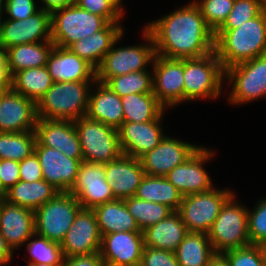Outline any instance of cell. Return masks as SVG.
<instances>
[{"label":"cell","mask_w":266,"mask_h":266,"mask_svg":"<svg viewBox=\"0 0 266 266\" xmlns=\"http://www.w3.org/2000/svg\"><path fill=\"white\" fill-rule=\"evenodd\" d=\"M145 28L154 40L155 54L171 59H190L214 52V32L192 1Z\"/></svg>","instance_id":"obj_1"},{"label":"cell","mask_w":266,"mask_h":266,"mask_svg":"<svg viewBox=\"0 0 266 266\" xmlns=\"http://www.w3.org/2000/svg\"><path fill=\"white\" fill-rule=\"evenodd\" d=\"M214 51L223 69L266 54V12L231 30L214 33Z\"/></svg>","instance_id":"obj_2"},{"label":"cell","mask_w":266,"mask_h":266,"mask_svg":"<svg viewBox=\"0 0 266 266\" xmlns=\"http://www.w3.org/2000/svg\"><path fill=\"white\" fill-rule=\"evenodd\" d=\"M94 82H53L36 103L37 118L75 121L86 116Z\"/></svg>","instance_id":"obj_3"},{"label":"cell","mask_w":266,"mask_h":266,"mask_svg":"<svg viewBox=\"0 0 266 266\" xmlns=\"http://www.w3.org/2000/svg\"><path fill=\"white\" fill-rule=\"evenodd\" d=\"M184 102L221 96L225 70L215 51L199 58L183 59Z\"/></svg>","instance_id":"obj_4"},{"label":"cell","mask_w":266,"mask_h":266,"mask_svg":"<svg viewBox=\"0 0 266 266\" xmlns=\"http://www.w3.org/2000/svg\"><path fill=\"white\" fill-rule=\"evenodd\" d=\"M235 197L233 194L225 202L207 233L216 254L251 245L247 225L248 208L237 203Z\"/></svg>","instance_id":"obj_5"},{"label":"cell","mask_w":266,"mask_h":266,"mask_svg":"<svg viewBox=\"0 0 266 266\" xmlns=\"http://www.w3.org/2000/svg\"><path fill=\"white\" fill-rule=\"evenodd\" d=\"M124 34L123 32L113 43L101 65L96 69V80L98 82L105 83L111 77L147 70L148 64L153 63L156 54L151 33L146 28L143 29L142 36H144L143 38L147 42L146 45L117 48L115 44L119 43Z\"/></svg>","instance_id":"obj_6"},{"label":"cell","mask_w":266,"mask_h":266,"mask_svg":"<svg viewBox=\"0 0 266 266\" xmlns=\"http://www.w3.org/2000/svg\"><path fill=\"white\" fill-rule=\"evenodd\" d=\"M109 22L81 9L75 3L51 12V40L68 48L72 43L103 29Z\"/></svg>","instance_id":"obj_7"},{"label":"cell","mask_w":266,"mask_h":266,"mask_svg":"<svg viewBox=\"0 0 266 266\" xmlns=\"http://www.w3.org/2000/svg\"><path fill=\"white\" fill-rule=\"evenodd\" d=\"M74 124L84 161L106 164L123 154L117 129L87 116L75 120Z\"/></svg>","instance_id":"obj_8"},{"label":"cell","mask_w":266,"mask_h":266,"mask_svg":"<svg viewBox=\"0 0 266 266\" xmlns=\"http://www.w3.org/2000/svg\"><path fill=\"white\" fill-rule=\"evenodd\" d=\"M82 206L69 192H59L34 211L35 234L61 244Z\"/></svg>","instance_id":"obj_9"},{"label":"cell","mask_w":266,"mask_h":266,"mask_svg":"<svg viewBox=\"0 0 266 266\" xmlns=\"http://www.w3.org/2000/svg\"><path fill=\"white\" fill-rule=\"evenodd\" d=\"M225 78L232 85L227 98L229 104H246L265 98L266 54L228 67L225 69Z\"/></svg>","instance_id":"obj_10"},{"label":"cell","mask_w":266,"mask_h":266,"mask_svg":"<svg viewBox=\"0 0 266 266\" xmlns=\"http://www.w3.org/2000/svg\"><path fill=\"white\" fill-rule=\"evenodd\" d=\"M234 194L227 189H216L183 196L177 212L188 232L208 233L225 202Z\"/></svg>","instance_id":"obj_11"},{"label":"cell","mask_w":266,"mask_h":266,"mask_svg":"<svg viewBox=\"0 0 266 266\" xmlns=\"http://www.w3.org/2000/svg\"><path fill=\"white\" fill-rule=\"evenodd\" d=\"M153 93L164 107L177 106L184 101L183 59L155 55L152 63Z\"/></svg>","instance_id":"obj_12"},{"label":"cell","mask_w":266,"mask_h":266,"mask_svg":"<svg viewBox=\"0 0 266 266\" xmlns=\"http://www.w3.org/2000/svg\"><path fill=\"white\" fill-rule=\"evenodd\" d=\"M102 235L93 209L81 208L60 246L64 258L100 253Z\"/></svg>","instance_id":"obj_13"},{"label":"cell","mask_w":266,"mask_h":266,"mask_svg":"<svg viewBox=\"0 0 266 266\" xmlns=\"http://www.w3.org/2000/svg\"><path fill=\"white\" fill-rule=\"evenodd\" d=\"M51 12L39 9L25 20L6 19L0 24V45L4 49L51 40Z\"/></svg>","instance_id":"obj_14"},{"label":"cell","mask_w":266,"mask_h":266,"mask_svg":"<svg viewBox=\"0 0 266 266\" xmlns=\"http://www.w3.org/2000/svg\"><path fill=\"white\" fill-rule=\"evenodd\" d=\"M69 193L86 209H94L115 199L110 183L105 179L104 164L88 161L79 165L76 182Z\"/></svg>","instance_id":"obj_15"},{"label":"cell","mask_w":266,"mask_h":266,"mask_svg":"<svg viewBox=\"0 0 266 266\" xmlns=\"http://www.w3.org/2000/svg\"><path fill=\"white\" fill-rule=\"evenodd\" d=\"M214 152L200 146L184 163L169 171L165 178L177 188L183 196L211 190L214 186L203 167Z\"/></svg>","instance_id":"obj_16"},{"label":"cell","mask_w":266,"mask_h":266,"mask_svg":"<svg viewBox=\"0 0 266 266\" xmlns=\"http://www.w3.org/2000/svg\"><path fill=\"white\" fill-rule=\"evenodd\" d=\"M34 152L38 156L43 179L59 192H69L76 182L79 165L84 159H72L58 149L41 146L37 141Z\"/></svg>","instance_id":"obj_17"},{"label":"cell","mask_w":266,"mask_h":266,"mask_svg":"<svg viewBox=\"0 0 266 266\" xmlns=\"http://www.w3.org/2000/svg\"><path fill=\"white\" fill-rule=\"evenodd\" d=\"M199 147L165 134L155 148L140 158L145 175L165 177L174 167L191 157Z\"/></svg>","instance_id":"obj_18"},{"label":"cell","mask_w":266,"mask_h":266,"mask_svg":"<svg viewBox=\"0 0 266 266\" xmlns=\"http://www.w3.org/2000/svg\"><path fill=\"white\" fill-rule=\"evenodd\" d=\"M36 103L12 88L0 97V132L17 133L35 131Z\"/></svg>","instance_id":"obj_19"},{"label":"cell","mask_w":266,"mask_h":266,"mask_svg":"<svg viewBox=\"0 0 266 266\" xmlns=\"http://www.w3.org/2000/svg\"><path fill=\"white\" fill-rule=\"evenodd\" d=\"M165 110L153 121L123 122L118 129L123 154L140 159L155 148L165 136L161 126Z\"/></svg>","instance_id":"obj_20"},{"label":"cell","mask_w":266,"mask_h":266,"mask_svg":"<svg viewBox=\"0 0 266 266\" xmlns=\"http://www.w3.org/2000/svg\"><path fill=\"white\" fill-rule=\"evenodd\" d=\"M35 133L41 146L58 149L72 159H84L74 121L37 118Z\"/></svg>","instance_id":"obj_21"},{"label":"cell","mask_w":266,"mask_h":266,"mask_svg":"<svg viewBox=\"0 0 266 266\" xmlns=\"http://www.w3.org/2000/svg\"><path fill=\"white\" fill-rule=\"evenodd\" d=\"M104 170L114 198L121 200L135 196L145 176L140 159L125 154L104 164Z\"/></svg>","instance_id":"obj_22"},{"label":"cell","mask_w":266,"mask_h":266,"mask_svg":"<svg viewBox=\"0 0 266 266\" xmlns=\"http://www.w3.org/2000/svg\"><path fill=\"white\" fill-rule=\"evenodd\" d=\"M143 249V231H122L103 235L99 254L103 261L137 266L141 265Z\"/></svg>","instance_id":"obj_23"},{"label":"cell","mask_w":266,"mask_h":266,"mask_svg":"<svg viewBox=\"0 0 266 266\" xmlns=\"http://www.w3.org/2000/svg\"><path fill=\"white\" fill-rule=\"evenodd\" d=\"M0 233L14 251L35 234L34 211L4 199L0 208Z\"/></svg>","instance_id":"obj_24"},{"label":"cell","mask_w":266,"mask_h":266,"mask_svg":"<svg viewBox=\"0 0 266 266\" xmlns=\"http://www.w3.org/2000/svg\"><path fill=\"white\" fill-rule=\"evenodd\" d=\"M46 67L53 82L96 81V69L66 47L55 45Z\"/></svg>","instance_id":"obj_25"},{"label":"cell","mask_w":266,"mask_h":266,"mask_svg":"<svg viewBox=\"0 0 266 266\" xmlns=\"http://www.w3.org/2000/svg\"><path fill=\"white\" fill-rule=\"evenodd\" d=\"M93 84L96 91L90 90L86 116L118 130L124 121L121 98L104 83Z\"/></svg>","instance_id":"obj_26"},{"label":"cell","mask_w":266,"mask_h":266,"mask_svg":"<svg viewBox=\"0 0 266 266\" xmlns=\"http://www.w3.org/2000/svg\"><path fill=\"white\" fill-rule=\"evenodd\" d=\"M123 32L120 23H108L103 29L72 43L68 49L97 69Z\"/></svg>","instance_id":"obj_27"},{"label":"cell","mask_w":266,"mask_h":266,"mask_svg":"<svg viewBox=\"0 0 266 266\" xmlns=\"http://www.w3.org/2000/svg\"><path fill=\"white\" fill-rule=\"evenodd\" d=\"M188 233L179 213L174 211L168 217L143 230L144 247L175 252Z\"/></svg>","instance_id":"obj_28"},{"label":"cell","mask_w":266,"mask_h":266,"mask_svg":"<svg viewBox=\"0 0 266 266\" xmlns=\"http://www.w3.org/2000/svg\"><path fill=\"white\" fill-rule=\"evenodd\" d=\"M59 191L47 181L27 182L19 180L5 193V200L33 211L52 200Z\"/></svg>","instance_id":"obj_29"},{"label":"cell","mask_w":266,"mask_h":266,"mask_svg":"<svg viewBox=\"0 0 266 266\" xmlns=\"http://www.w3.org/2000/svg\"><path fill=\"white\" fill-rule=\"evenodd\" d=\"M101 235L122 231H141L125 201L114 199L94 209Z\"/></svg>","instance_id":"obj_30"},{"label":"cell","mask_w":266,"mask_h":266,"mask_svg":"<svg viewBox=\"0 0 266 266\" xmlns=\"http://www.w3.org/2000/svg\"><path fill=\"white\" fill-rule=\"evenodd\" d=\"M55 44L52 41L22 44L7 49V69L10 77L16 72L46 66Z\"/></svg>","instance_id":"obj_31"},{"label":"cell","mask_w":266,"mask_h":266,"mask_svg":"<svg viewBox=\"0 0 266 266\" xmlns=\"http://www.w3.org/2000/svg\"><path fill=\"white\" fill-rule=\"evenodd\" d=\"M179 266H208L216 256L206 233L189 232L175 251Z\"/></svg>","instance_id":"obj_32"},{"label":"cell","mask_w":266,"mask_h":266,"mask_svg":"<svg viewBox=\"0 0 266 266\" xmlns=\"http://www.w3.org/2000/svg\"><path fill=\"white\" fill-rule=\"evenodd\" d=\"M135 197L144 201L169 206L174 211L179 209L182 193L165 177L145 175L138 186Z\"/></svg>","instance_id":"obj_33"},{"label":"cell","mask_w":266,"mask_h":266,"mask_svg":"<svg viewBox=\"0 0 266 266\" xmlns=\"http://www.w3.org/2000/svg\"><path fill=\"white\" fill-rule=\"evenodd\" d=\"M53 80L46 66L16 72L11 77V88L37 103L52 86Z\"/></svg>","instance_id":"obj_34"},{"label":"cell","mask_w":266,"mask_h":266,"mask_svg":"<svg viewBox=\"0 0 266 266\" xmlns=\"http://www.w3.org/2000/svg\"><path fill=\"white\" fill-rule=\"evenodd\" d=\"M124 111L123 122H149L166 110L154 93H136L121 97Z\"/></svg>","instance_id":"obj_35"},{"label":"cell","mask_w":266,"mask_h":266,"mask_svg":"<svg viewBox=\"0 0 266 266\" xmlns=\"http://www.w3.org/2000/svg\"><path fill=\"white\" fill-rule=\"evenodd\" d=\"M35 143V131L0 132V159L20 162L34 152Z\"/></svg>","instance_id":"obj_36"},{"label":"cell","mask_w":266,"mask_h":266,"mask_svg":"<svg viewBox=\"0 0 266 266\" xmlns=\"http://www.w3.org/2000/svg\"><path fill=\"white\" fill-rule=\"evenodd\" d=\"M124 201L129 213L135 218L141 231L158 223L174 212L169 206L144 201L135 196L124 199Z\"/></svg>","instance_id":"obj_37"},{"label":"cell","mask_w":266,"mask_h":266,"mask_svg":"<svg viewBox=\"0 0 266 266\" xmlns=\"http://www.w3.org/2000/svg\"><path fill=\"white\" fill-rule=\"evenodd\" d=\"M120 98L129 94L152 93V71L140 70L109 78L105 83Z\"/></svg>","instance_id":"obj_38"},{"label":"cell","mask_w":266,"mask_h":266,"mask_svg":"<svg viewBox=\"0 0 266 266\" xmlns=\"http://www.w3.org/2000/svg\"><path fill=\"white\" fill-rule=\"evenodd\" d=\"M33 237V239L29 238V243L26 246L31 258L28 264L63 265L64 254L59 243L49 241L37 234H34Z\"/></svg>","instance_id":"obj_39"},{"label":"cell","mask_w":266,"mask_h":266,"mask_svg":"<svg viewBox=\"0 0 266 266\" xmlns=\"http://www.w3.org/2000/svg\"><path fill=\"white\" fill-rule=\"evenodd\" d=\"M235 0H200L193 2L200 9L207 26L215 33L226 21Z\"/></svg>","instance_id":"obj_40"},{"label":"cell","mask_w":266,"mask_h":266,"mask_svg":"<svg viewBox=\"0 0 266 266\" xmlns=\"http://www.w3.org/2000/svg\"><path fill=\"white\" fill-rule=\"evenodd\" d=\"M263 12V0H235L226 21L218 30L238 28Z\"/></svg>","instance_id":"obj_41"},{"label":"cell","mask_w":266,"mask_h":266,"mask_svg":"<svg viewBox=\"0 0 266 266\" xmlns=\"http://www.w3.org/2000/svg\"><path fill=\"white\" fill-rule=\"evenodd\" d=\"M230 266H266L261 245L231 249L221 254Z\"/></svg>","instance_id":"obj_42"},{"label":"cell","mask_w":266,"mask_h":266,"mask_svg":"<svg viewBox=\"0 0 266 266\" xmlns=\"http://www.w3.org/2000/svg\"><path fill=\"white\" fill-rule=\"evenodd\" d=\"M248 235L251 245H262L266 242V197L248 209Z\"/></svg>","instance_id":"obj_43"},{"label":"cell","mask_w":266,"mask_h":266,"mask_svg":"<svg viewBox=\"0 0 266 266\" xmlns=\"http://www.w3.org/2000/svg\"><path fill=\"white\" fill-rule=\"evenodd\" d=\"M81 9L105 18L109 23H120L124 13L110 0H76Z\"/></svg>","instance_id":"obj_44"},{"label":"cell","mask_w":266,"mask_h":266,"mask_svg":"<svg viewBox=\"0 0 266 266\" xmlns=\"http://www.w3.org/2000/svg\"><path fill=\"white\" fill-rule=\"evenodd\" d=\"M142 266H179L175 252L144 247L142 252Z\"/></svg>","instance_id":"obj_45"},{"label":"cell","mask_w":266,"mask_h":266,"mask_svg":"<svg viewBox=\"0 0 266 266\" xmlns=\"http://www.w3.org/2000/svg\"><path fill=\"white\" fill-rule=\"evenodd\" d=\"M3 10L13 20H25L36 13L39 8L35 0H7L3 3Z\"/></svg>","instance_id":"obj_46"},{"label":"cell","mask_w":266,"mask_h":266,"mask_svg":"<svg viewBox=\"0 0 266 266\" xmlns=\"http://www.w3.org/2000/svg\"><path fill=\"white\" fill-rule=\"evenodd\" d=\"M19 162L11 159H0V178L2 182V195L20 180Z\"/></svg>","instance_id":"obj_47"},{"label":"cell","mask_w":266,"mask_h":266,"mask_svg":"<svg viewBox=\"0 0 266 266\" xmlns=\"http://www.w3.org/2000/svg\"><path fill=\"white\" fill-rule=\"evenodd\" d=\"M20 180L35 182L43 180V173L38 156L33 152L29 157L19 162Z\"/></svg>","instance_id":"obj_48"},{"label":"cell","mask_w":266,"mask_h":266,"mask_svg":"<svg viewBox=\"0 0 266 266\" xmlns=\"http://www.w3.org/2000/svg\"><path fill=\"white\" fill-rule=\"evenodd\" d=\"M103 260L99 253L64 258L62 266H102Z\"/></svg>","instance_id":"obj_49"},{"label":"cell","mask_w":266,"mask_h":266,"mask_svg":"<svg viewBox=\"0 0 266 266\" xmlns=\"http://www.w3.org/2000/svg\"><path fill=\"white\" fill-rule=\"evenodd\" d=\"M0 84H11L7 69V50L0 45Z\"/></svg>","instance_id":"obj_50"},{"label":"cell","mask_w":266,"mask_h":266,"mask_svg":"<svg viewBox=\"0 0 266 266\" xmlns=\"http://www.w3.org/2000/svg\"><path fill=\"white\" fill-rule=\"evenodd\" d=\"M14 251L7 244L6 240L0 233V266L6 265L11 262Z\"/></svg>","instance_id":"obj_51"},{"label":"cell","mask_w":266,"mask_h":266,"mask_svg":"<svg viewBox=\"0 0 266 266\" xmlns=\"http://www.w3.org/2000/svg\"><path fill=\"white\" fill-rule=\"evenodd\" d=\"M41 2L44 4L43 7H40V9L52 12L55 9L74 4L76 0H41Z\"/></svg>","instance_id":"obj_52"},{"label":"cell","mask_w":266,"mask_h":266,"mask_svg":"<svg viewBox=\"0 0 266 266\" xmlns=\"http://www.w3.org/2000/svg\"><path fill=\"white\" fill-rule=\"evenodd\" d=\"M208 266H230V265L221 254H216V256L209 262Z\"/></svg>","instance_id":"obj_53"},{"label":"cell","mask_w":266,"mask_h":266,"mask_svg":"<svg viewBox=\"0 0 266 266\" xmlns=\"http://www.w3.org/2000/svg\"><path fill=\"white\" fill-rule=\"evenodd\" d=\"M102 266H129V265L118 264L111 261H103Z\"/></svg>","instance_id":"obj_54"},{"label":"cell","mask_w":266,"mask_h":266,"mask_svg":"<svg viewBox=\"0 0 266 266\" xmlns=\"http://www.w3.org/2000/svg\"><path fill=\"white\" fill-rule=\"evenodd\" d=\"M9 88H11V84H0V97Z\"/></svg>","instance_id":"obj_55"},{"label":"cell","mask_w":266,"mask_h":266,"mask_svg":"<svg viewBox=\"0 0 266 266\" xmlns=\"http://www.w3.org/2000/svg\"><path fill=\"white\" fill-rule=\"evenodd\" d=\"M111 2H113L123 13H124V9L122 7V0H110Z\"/></svg>","instance_id":"obj_56"},{"label":"cell","mask_w":266,"mask_h":266,"mask_svg":"<svg viewBox=\"0 0 266 266\" xmlns=\"http://www.w3.org/2000/svg\"><path fill=\"white\" fill-rule=\"evenodd\" d=\"M3 16V3L0 1V24L2 23Z\"/></svg>","instance_id":"obj_57"},{"label":"cell","mask_w":266,"mask_h":266,"mask_svg":"<svg viewBox=\"0 0 266 266\" xmlns=\"http://www.w3.org/2000/svg\"><path fill=\"white\" fill-rule=\"evenodd\" d=\"M27 266H53V265L38 263V264H27Z\"/></svg>","instance_id":"obj_58"},{"label":"cell","mask_w":266,"mask_h":266,"mask_svg":"<svg viewBox=\"0 0 266 266\" xmlns=\"http://www.w3.org/2000/svg\"><path fill=\"white\" fill-rule=\"evenodd\" d=\"M262 249H263V252H264V256H265V261H266V242H264L262 245H261Z\"/></svg>","instance_id":"obj_59"},{"label":"cell","mask_w":266,"mask_h":266,"mask_svg":"<svg viewBox=\"0 0 266 266\" xmlns=\"http://www.w3.org/2000/svg\"><path fill=\"white\" fill-rule=\"evenodd\" d=\"M4 199H5L4 195H0V208H1V205L4 201Z\"/></svg>","instance_id":"obj_60"},{"label":"cell","mask_w":266,"mask_h":266,"mask_svg":"<svg viewBox=\"0 0 266 266\" xmlns=\"http://www.w3.org/2000/svg\"><path fill=\"white\" fill-rule=\"evenodd\" d=\"M263 11L266 12V0H263Z\"/></svg>","instance_id":"obj_61"},{"label":"cell","mask_w":266,"mask_h":266,"mask_svg":"<svg viewBox=\"0 0 266 266\" xmlns=\"http://www.w3.org/2000/svg\"><path fill=\"white\" fill-rule=\"evenodd\" d=\"M0 195H2V182H1V178H0Z\"/></svg>","instance_id":"obj_62"}]
</instances>
